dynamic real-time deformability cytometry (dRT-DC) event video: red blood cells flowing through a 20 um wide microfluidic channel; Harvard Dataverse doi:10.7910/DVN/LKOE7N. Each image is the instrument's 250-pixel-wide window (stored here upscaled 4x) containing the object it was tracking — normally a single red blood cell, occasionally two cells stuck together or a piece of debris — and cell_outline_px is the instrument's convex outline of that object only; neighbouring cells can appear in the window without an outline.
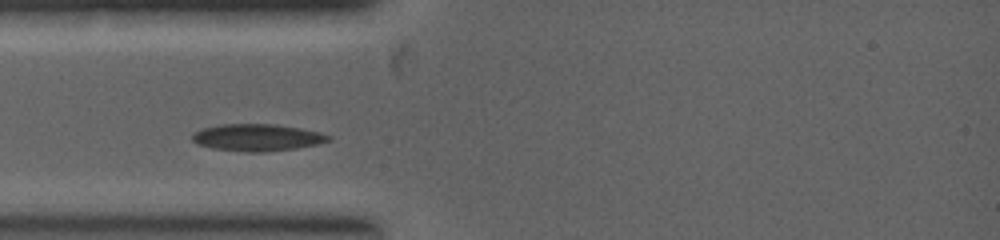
{"species": "common noctule bat (a hibernating species)", "species_latin": "Nyctalus noctula", "temperature_condition": "warm", "stored_images_in_passage": 3, "camera_frame_rate_fps": 5000, "um_per_image_px": 0.085, "animal": {"sex": "female", "body_mass_g": 19.0, "forearm_length_mm": 53.3}, "frame": {"image": 1, "passage_image": 2, "time_ms": 0.6, "image_size_px": [1000, 240], "cell_outline_px": [[332, 140], [316, 144], [292, 148], [260, 152], [248, 152], [212, 148], [200, 144], [192, 140], [192, 132], [204, 128], [220, 124], [276, 124], [300, 128], [320, 132], [332, 136]], "centroid_in_image_um": [21.86, 11.67], "position_along_channel_um": 63.1, "area_um2": 21.21}}